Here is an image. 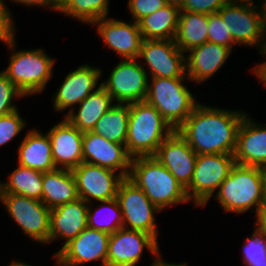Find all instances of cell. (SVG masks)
Returning <instances> with one entry per match:
<instances>
[{
    "label": "cell",
    "mask_w": 266,
    "mask_h": 266,
    "mask_svg": "<svg viewBox=\"0 0 266 266\" xmlns=\"http://www.w3.org/2000/svg\"><path fill=\"white\" fill-rule=\"evenodd\" d=\"M247 113L198 103L176 129L197 154H233L239 126Z\"/></svg>",
    "instance_id": "obj_1"
},
{
    "label": "cell",
    "mask_w": 266,
    "mask_h": 266,
    "mask_svg": "<svg viewBox=\"0 0 266 266\" xmlns=\"http://www.w3.org/2000/svg\"><path fill=\"white\" fill-rule=\"evenodd\" d=\"M127 178L141 188L160 211L190 202L185 188L153 156L132 158Z\"/></svg>",
    "instance_id": "obj_2"
},
{
    "label": "cell",
    "mask_w": 266,
    "mask_h": 266,
    "mask_svg": "<svg viewBox=\"0 0 266 266\" xmlns=\"http://www.w3.org/2000/svg\"><path fill=\"white\" fill-rule=\"evenodd\" d=\"M214 197L225 212L256 214L264 206V168L235 163Z\"/></svg>",
    "instance_id": "obj_3"
},
{
    "label": "cell",
    "mask_w": 266,
    "mask_h": 266,
    "mask_svg": "<svg viewBox=\"0 0 266 266\" xmlns=\"http://www.w3.org/2000/svg\"><path fill=\"white\" fill-rule=\"evenodd\" d=\"M173 131L154 106L146 101L130 104L126 151L131 158L154 156Z\"/></svg>",
    "instance_id": "obj_4"
},
{
    "label": "cell",
    "mask_w": 266,
    "mask_h": 266,
    "mask_svg": "<svg viewBox=\"0 0 266 266\" xmlns=\"http://www.w3.org/2000/svg\"><path fill=\"white\" fill-rule=\"evenodd\" d=\"M5 43L12 52L8 67L2 72L25 97L44 91L53 75L55 59L41 48L15 51L16 39Z\"/></svg>",
    "instance_id": "obj_5"
},
{
    "label": "cell",
    "mask_w": 266,
    "mask_h": 266,
    "mask_svg": "<svg viewBox=\"0 0 266 266\" xmlns=\"http://www.w3.org/2000/svg\"><path fill=\"white\" fill-rule=\"evenodd\" d=\"M186 79L190 81L189 78L163 77H149L148 81L144 101L154 106L174 130L190 116L199 103L184 85Z\"/></svg>",
    "instance_id": "obj_6"
},
{
    "label": "cell",
    "mask_w": 266,
    "mask_h": 266,
    "mask_svg": "<svg viewBox=\"0 0 266 266\" xmlns=\"http://www.w3.org/2000/svg\"><path fill=\"white\" fill-rule=\"evenodd\" d=\"M234 165L233 154H197L192 180L185 189L193 205L205 206Z\"/></svg>",
    "instance_id": "obj_7"
},
{
    "label": "cell",
    "mask_w": 266,
    "mask_h": 266,
    "mask_svg": "<svg viewBox=\"0 0 266 266\" xmlns=\"http://www.w3.org/2000/svg\"><path fill=\"white\" fill-rule=\"evenodd\" d=\"M0 202L31 240L49 244L51 209L41 201L14 193H0Z\"/></svg>",
    "instance_id": "obj_8"
},
{
    "label": "cell",
    "mask_w": 266,
    "mask_h": 266,
    "mask_svg": "<svg viewBox=\"0 0 266 266\" xmlns=\"http://www.w3.org/2000/svg\"><path fill=\"white\" fill-rule=\"evenodd\" d=\"M116 199L122 212L123 228L146 232L158 241L155 214L160 210L143 190L124 178L119 184Z\"/></svg>",
    "instance_id": "obj_9"
},
{
    "label": "cell",
    "mask_w": 266,
    "mask_h": 266,
    "mask_svg": "<svg viewBox=\"0 0 266 266\" xmlns=\"http://www.w3.org/2000/svg\"><path fill=\"white\" fill-rule=\"evenodd\" d=\"M138 59H122L101 85L117 104H134L144 101L149 75Z\"/></svg>",
    "instance_id": "obj_10"
},
{
    "label": "cell",
    "mask_w": 266,
    "mask_h": 266,
    "mask_svg": "<svg viewBox=\"0 0 266 266\" xmlns=\"http://www.w3.org/2000/svg\"><path fill=\"white\" fill-rule=\"evenodd\" d=\"M186 53L181 51L174 39H143L138 60L142 58L151 78H188L186 75ZM150 70V71H149Z\"/></svg>",
    "instance_id": "obj_11"
},
{
    "label": "cell",
    "mask_w": 266,
    "mask_h": 266,
    "mask_svg": "<svg viewBox=\"0 0 266 266\" xmlns=\"http://www.w3.org/2000/svg\"><path fill=\"white\" fill-rule=\"evenodd\" d=\"M158 242L146 232L118 229L109 237L107 266H137L144 248L158 257L161 253Z\"/></svg>",
    "instance_id": "obj_12"
},
{
    "label": "cell",
    "mask_w": 266,
    "mask_h": 266,
    "mask_svg": "<svg viewBox=\"0 0 266 266\" xmlns=\"http://www.w3.org/2000/svg\"><path fill=\"white\" fill-rule=\"evenodd\" d=\"M110 234L86 227L55 254L56 266H79L91 261H102L107 266Z\"/></svg>",
    "instance_id": "obj_13"
},
{
    "label": "cell",
    "mask_w": 266,
    "mask_h": 266,
    "mask_svg": "<svg viewBox=\"0 0 266 266\" xmlns=\"http://www.w3.org/2000/svg\"><path fill=\"white\" fill-rule=\"evenodd\" d=\"M218 13L227 25L235 44L260 47L264 35L259 5L226 3Z\"/></svg>",
    "instance_id": "obj_14"
},
{
    "label": "cell",
    "mask_w": 266,
    "mask_h": 266,
    "mask_svg": "<svg viewBox=\"0 0 266 266\" xmlns=\"http://www.w3.org/2000/svg\"><path fill=\"white\" fill-rule=\"evenodd\" d=\"M79 197L87 203L116 198L120 182L124 177L109 168L82 162L72 169ZM93 200V201H92Z\"/></svg>",
    "instance_id": "obj_15"
},
{
    "label": "cell",
    "mask_w": 266,
    "mask_h": 266,
    "mask_svg": "<svg viewBox=\"0 0 266 266\" xmlns=\"http://www.w3.org/2000/svg\"><path fill=\"white\" fill-rule=\"evenodd\" d=\"M92 25H97V33L106 47L122 59H138L143 37L137 22L104 17Z\"/></svg>",
    "instance_id": "obj_16"
},
{
    "label": "cell",
    "mask_w": 266,
    "mask_h": 266,
    "mask_svg": "<svg viewBox=\"0 0 266 266\" xmlns=\"http://www.w3.org/2000/svg\"><path fill=\"white\" fill-rule=\"evenodd\" d=\"M101 75L102 69L88 64L80 65L76 70L69 72L52 97L55 111L63 112L69 108L70 113L73 107L101 86V83L97 86Z\"/></svg>",
    "instance_id": "obj_17"
},
{
    "label": "cell",
    "mask_w": 266,
    "mask_h": 266,
    "mask_svg": "<svg viewBox=\"0 0 266 266\" xmlns=\"http://www.w3.org/2000/svg\"><path fill=\"white\" fill-rule=\"evenodd\" d=\"M153 157L166 167L183 188L190 185L197 153L177 130L162 142Z\"/></svg>",
    "instance_id": "obj_18"
},
{
    "label": "cell",
    "mask_w": 266,
    "mask_h": 266,
    "mask_svg": "<svg viewBox=\"0 0 266 266\" xmlns=\"http://www.w3.org/2000/svg\"><path fill=\"white\" fill-rule=\"evenodd\" d=\"M83 162L112 169L124 178L129 175L131 157L125 145L111 142L92 131L83 132Z\"/></svg>",
    "instance_id": "obj_19"
},
{
    "label": "cell",
    "mask_w": 266,
    "mask_h": 266,
    "mask_svg": "<svg viewBox=\"0 0 266 266\" xmlns=\"http://www.w3.org/2000/svg\"><path fill=\"white\" fill-rule=\"evenodd\" d=\"M51 141L52 159L56 168L70 169L83 162V132L67 119L55 124L48 132Z\"/></svg>",
    "instance_id": "obj_20"
},
{
    "label": "cell",
    "mask_w": 266,
    "mask_h": 266,
    "mask_svg": "<svg viewBox=\"0 0 266 266\" xmlns=\"http://www.w3.org/2000/svg\"><path fill=\"white\" fill-rule=\"evenodd\" d=\"M246 114L237 133L234 153L236 164L266 168V124H260Z\"/></svg>",
    "instance_id": "obj_21"
},
{
    "label": "cell",
    "mask_w": 266,
    "mask_h": 266,
    "mask_svg": "<svg viewBox=\"0 0 266 266\" xmlns=\"http://www.w3.org/2000/svg\"><path fill=\"white\" fill-rule=\"evenodd\" d=\"M87 222L88 203L81 198L51 209L49 243L62 240V248L87 227Z\"/></svg>",
    "instance_id": "obj_22"
},
{
    "label": "cell",
    "mask_w": 266,
    "mask_h": 266,
    "mask_svg": "<svg viewBox=\"0 0 266 266\" xmlns=\"http://www.w3.org/2000/svg\"><path fill=\"white\" fill-rule=\"evenodd\" d=\"M232 50L227 46L205 42L189 51L185 56L186 75L190 82H205L224 65Z\"/></svg>",
    "instance_id": "obj_23"
},
{
    "label": "cell",
    "mask_w": 266,
    "mask_h": 266,
    "mask_svg": "<svg viewBox=\"0 0 266 266\" xmlns=\"http://www.w3.org/2000/svg\"><path fill=\"white\" fill-rule=\"evenodd\" d=\"M18 164L45 173L56 169L52 159L51 141L38 129L27 131L18 146Z\"/></svg>",
    "instance_id": "obj_24"
},
{
    "label": "cell",
    "mask_w": 266,
    "mask_h": 266,
    "mask_svg": "<svg viewBox=\"0 0 266 266\" xmlns=\"http://www.w3.org/2000/svg\"><path fill=\"white\" fill-rule=\"evenodd\" d=\"M41 202L50 209L79 199L77 184L72 170L56 168L43 173Z\"/></svg>",
    "instance_id": "obj_25"
},
{
    "label": "cell",
    "mask_w": 266,
    "mask_h": 266,
    "mask_svg": "<svg viewBox=\"0 0 266 266\" xmlns=\"http://www.w3.org/2000/svg\"><path fill=\"white\" fill-rule=\"evenodd\" d=\"M114 103L112 96L101 85L78 104L77 112L75 107L64 118L81 132L92 131L97 121Z\"/></svg>",
    "instance_id": "obj_26"
},
{
    "label": "cell",
    "mask_w": 266,
    "mask_h": 266,
    "mask_svg": "<svg viewBox=\"0 0 266 266\" xmlns=\"http://www.w3.org/2000/svg\"><path fill=\"white\" fill-rule=\"evenodd\" d=\"M180 9L166 5L154 13L140 19L137 23L143 39L170 40L174 39L179 22Z\"/></svg>",
    "instance_id": "obj_27"
},
{
    "label": "cell",
    "mask_w": 266,
    "mask_h": 266,
    "mask_svg": "<svg viewBox=\"0 0 266 266\" xmlns=\"http://www.w3.org/2000/svg\"><path fill=\"white\" fill-rule=\"evenodd\" d=\"M208 14L180 12L176 35L178 48L187 53L190 49L208 41Z\"/></svg>",
    "instance_id": "obj_28"
},
{
    "label": "cell",
    "mask_w": 266,
    "mask_h": 266,
    "mask_svg": "<svg viewBox=\"0 0 266 266\" xmlns=\"http://www.w3.org/2000/svg\"><path fill=\"white\" fill-rule=\"evenodd\" d=\"M130 105L115 103L95 124L92 132L126 145Z\"/></svg>",
    "instance_id": "obj_29"
},
{
    "label": "cell",
    "mask_w": 266,
    "mask_h": 266,
    "mask_svg": "<svg viewBox=\"0 0 266 266\" xmlns=\"http://www.w3.org/2000/svg\"><path fill=\"white\" fill-rule=\"evenodd\" d=\"M42 177V172L18 164L7 182H0V193H14L41 201Z\"/></svg>",
    "instance_id": "obj_30"
},
{
    "label": "cell",
    "mask_w": 266,
    "mask_h": 266,
    "mask_svg": "<svg viewBox=\"0 0 266 266\" xmlns=\"http://www.w3.org/2000/svg\"><path fill=\"white\" fill-rule=\"evenodd\" d=\"M98 202L101 204L95 210L91 208V203H88L87 227L108 234H113L123 228L122 212L117 199ZM103 213L105 214L103 215Z\"/></svg>",
    "instance_id": "obj_31"
},
{
    "label": "cell",
    "mask_w": 266,
    "mask_h": 266,
    "mask_svg": "<svg viewBox=\"0 0 266 266\" xmlns=\"http://www.w3.org/2000/svg\"><path fill=\"white\" fill-rule=\"evenodd\" d=\"M109 2V0H71L61 13L91 25L101 18L108 17Z\"/></svg>",
    "instance_id": "obj_32"
},
{
    "label": "cell",
    "mask_w": 266,
    "mask_h": 266,
    "mask_svg": "<svg viewBox=\"0 0 266 266\" xmlns=\"http://www.w3.org/2000/svg\"><path fill=\"white\" fill-rule=\"evenodd\" d=\"M243 244V264L246 266H266V239L256 229Z\"/></svg>",
    "instance_id": "obj_33"
},
{
    "label": "cell",
    "mask_w": 266,
    "mask_h": 266,
    "mask_svg": "<svg viewBox=\"0 0 266 266\" xmlns=\"http://www.w3.org/2000/svg\"><path fill=\"white\" fill-rule=\"evenodd\" d=\"M208 23V41L227 46L232 50L236 44L220 14H208Z\"/></svg>",
    "instance_id": "obj_34"
},
{
    "label": "cell",
    "mask_w": 266,
    "mask_h": 266,
    "mask_svg": "<svg viewBox=\"0 0 266 266\" xmlns=\"http://www.w3.org/2000/svg\"><path fill=\"white\" fill-rule=\"evenodd\" d=\"M24 94L7 78V76L0 72V117L10 114L18 108L13 103L15 98H23Z\"/></svg>",
    "instance_id": "obj_35"
},
{
    "label": "cell",
    "mask_w": 266,
    "mask_h": 266,
    "mask_svg": "<svg viewBox=\"0 0 266 266\" xmlns=\"http://www.w3.org/2000/svg\"><path fill=\"white\" fill-rule=\"evenodd\" d=\"M18 110L0 117V147L13 140L26 126Z\"/></svg>",
    "instance_id": "obj_36"
},
{
    "label": "cell",
    "mask_w": 266,
    "mask_h": 266,
    "mask_svg": "<svg viewBox=\"0 0 266 266\" xmlns=\"http://www.w3.org/2000/svg\"><path fill=\"white\" fill-rule=\"evenodd\" d=\"M166 0H129L128 9L134 22L166 6Z\"/></svg>",
    "instance_id": "obj_37"
},
{
    "label": "cell",
    "mask_w": 266,
    "mask_h": 266,
    "mask_svg": "<svg viewBox=\"0 0 266 266\" xmlns=\"http://www.w3.org/2000/svg\"><path fill=\"white\" fill-rule=\"evenodd\" d=\"M227 3L226 0H185L180 12H197L201 14H214Z\"/></svg>",
    "instance_id": "obj_38"
},
{
    "label": "cell",
    "mask_w": 266,
    "mask_h": 266,
    "mask_svg": "<svg viewBox=\"0 0 266 266\" xmlns=\"http://www.w3.org/2000/svg\"><path fill=\"white\" fill-rule=\"evenodd\" d=\"M14 19L5 0H0V41L8 42L16 38Z\"/></svg>",
    "instance_id": "obj_39"
},
{
    "label": "cell",
    "mask_w": 266,
    "mask_h": 266,
    "mask_svg": "<svg viewBox=\"0 0 266 266\" xmlns=\"http://www.w3.org/2000/svg\"><path fill=\"white\" fill-rule=\"evenodd\" d=\"M255 215V229L266 239V207L263 206Z\"/></svg>",
    "instance_id": "obj_40"
},
{
    "label": "cell",
    "mask_w": 266,
    "mask_h": 266,
    "mask_svg": "<svg viewBox=\"0 0 266 266\" xmlns=\"http://www.w3.org/2000/svg\"><path fill=\"white\" fill-rule=\"evenodd\" d=\"M252 73L258 77L262 85L266 87V61L258 63L255 67L252 68Z\"/></svg>",
    "instance_id": "obj_41"
},
{
    "label": "cell",
    "mask_w": 266,
    "mask_h": 266,
    "mask_svg": "<svg viewBox=\"0 0 266 266\" xmlns=\"http://www.w3.org/2000/svg\"><path fill=\"white\" fill-rule=\"evenodd\" d=\"M15 2L16 4L21 3L25 6H39V7H49L50 8V0H10Z\"/></svg>",
    "instance_id": "obj_42"
},
{
    "label": "cell",
    "mask_w": 266,
    "mask_h": 266,
    "mask_svg": "<svg viewBox=\"0 0 266 266\" xmlns=\"http://www.w3.org/2000/svg\"><path fill=\"white\" fill-rule=\"evenodd\" d=\"M71 0H50V9L55 12H61Z\"/></svg>",
    "instance_id": "obj_43"
},
{
    "label": "cell",
    "mask_w": 266,
    "mask_h": 266,
    "mask_svg": "<svg viewBox=\"0 0 266 266\" xmlns=\"http://www.w3.org/2000/svg\"><path fill=\"white\" fill-rule=\"evenodd\" d=\"M161 254L158 257H154L153 263L150 266H188L186 263H167L161 259Z\"/></svg>",
    "instance_id": "obj_44"
},
{
    "label": "cell",
    "mask_w": 266,
    "mask_h": 266,
    "mask_svg": "<svg viewBox=\"0 0 266 266\" xmlns=\"http://www.w3.org/2000/svg\"><path fill=\"white\" fill-rule=\"evenodd\" d=\"M261 1V5L259 4V8L261 10V16H262V25L264 30L266 31V0H258Z\"/></svg>",
    "instance_id": "obj_45"
},
{
    "label": "cell",
    "mask_w": 266,
    "mask_h": 266,
    "mask_svg": "<svg viewBox=\"0 0 266 266\" xmlns=\"http://www.w3.org/2000/svg\"><path fill=\"white\" fill-rule=\"evenodd\" d=\"M227 3L230 4H245V5H250V6H255L254 0H226Z\"/></svg>",
    "instance_id": "obj_46"
},
{
    "label": "cell",
    "mask_w": 266,
    "mask_h": 266,
    "mask_svg": "<svg viewBox=\"0 0 266 266\" xmlns=\"http://www.w3.org/2000/svg\"><path fill=\"white\" fill-rule=\"evenodd\" d=\"M185 0H166V3L170 6L178 7L180 10L184 6Z\"/></svg>",
    "instance_id": "obj_47"
},
{
    "label": "cell",
    "mask_w": 266,
    "mask_h": 266,
    "mask_svg": "<svg viewBox=\"0 0 266 266\" xmlns=\"http://www.w3.org/2000/svg\"><path fill=\"white\" fill-rule=\"evenodd\" d=\"M259 53L262 54V56H264L266 58V31H264V35H263V39H262V43L259 49Z\"/></svg>",
    "instance_id": "obj_48"
},
{
    "label": "cell",
    "mask_w": 266,
    "mask_h": 266,
    "mask_svg": "<svg viewBox=\"0 0 266 266\" xmlns=\"http://www.w3.org/2000/svg\"><path fill=\"white\" fill-rule=\"evenodd\" d=\"M8 266H32V265L26 264V263H24V261L22 262V261L13 260V262H11L10 265H8Z\"/></svg>",
    "instance_id": "obj_49"
},
{
    "label": "cell",
    "mask_w": 266,
    "mask_h": 266,
    "mask_svg": "<svg viewBox=\"0 0 266 266\" xmlns=\"http://www.w3.org/2000/svg\"><path fill=\"white\" fill-rule=\"evenodd\" d=\"M264 206L266 207V168H264Z\"/></svg>",
    "instance_id": "obj_50"
}]
</instances>
